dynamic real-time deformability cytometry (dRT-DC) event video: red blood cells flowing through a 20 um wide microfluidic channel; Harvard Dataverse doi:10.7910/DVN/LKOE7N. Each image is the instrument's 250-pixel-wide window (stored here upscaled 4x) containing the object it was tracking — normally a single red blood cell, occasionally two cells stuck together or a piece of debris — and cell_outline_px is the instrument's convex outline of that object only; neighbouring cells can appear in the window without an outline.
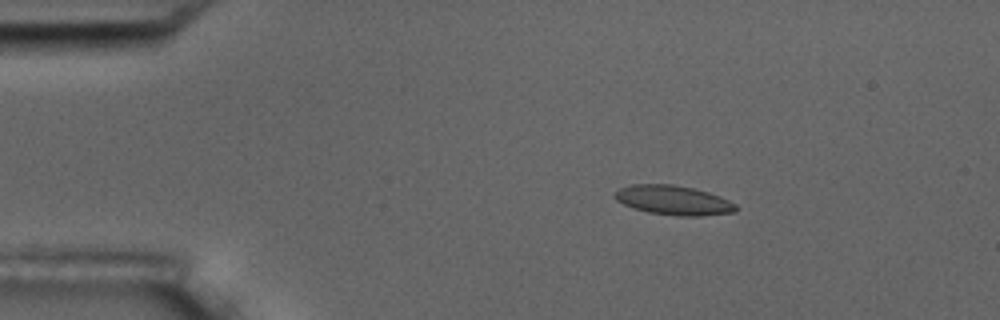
{"species": "common noctule bat (a hibernating species)", "species_latin": "Nyctalus noctula", "temperature_condition": "room temperature", "stored_images_in_passage": 3, "camera_frame_rate_fps": 3000, "um_per_image_px": 0.085, "animal": {"sex": "male", "body_mass_g": 17.5, "forearm_length_mm": 52.3}, "frame": {"image": 1, "passage_image": 1, "time_ms": 0.0, "image_size_px": [1000, 320], "cell_outline_px": [[740, 208], [736, 212], [700, 216], [676, 216], [648, 212], [632, 208], [616, 200], [612, 196], [620, 188], [632, 184], [672, 184], [692, 188], [708, 192], [720, 196], [736, 204]], "centroid_in_image_um": [57.26, 17.03], "position_along_channel_um": 27.7, "area_um2": 20.92}}
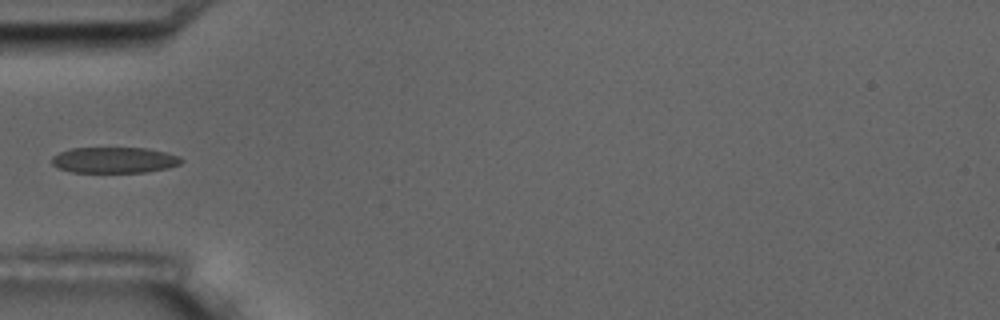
{"frame": {"image": 2, "passage_image": 3, "time_ms": 3.0, "image_size_px": [1000, 320], "cell_outline_px": [[184, 160], [180, 164], [168, 168], [144, 172], [72, 172], [56, 168], [52, 164], [52, 156], [60, 152], [72, 148], [148, 148], [180, 156]], "centroid_in_image_um": [9.71, 13.61], "position_along_channel_um": 75.3, "area_um2": 19.59}}